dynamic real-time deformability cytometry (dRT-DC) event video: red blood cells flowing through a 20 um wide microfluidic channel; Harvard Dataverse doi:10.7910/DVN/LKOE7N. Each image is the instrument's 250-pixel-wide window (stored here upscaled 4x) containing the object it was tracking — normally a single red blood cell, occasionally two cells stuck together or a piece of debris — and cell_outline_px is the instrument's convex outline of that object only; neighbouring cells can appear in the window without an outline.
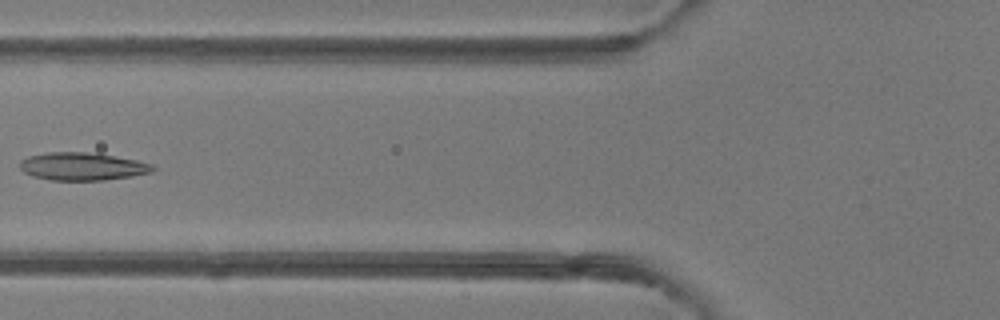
{"species": "common noctule bat (a hibernating species)", "species_latin": "Nyctalus noctula", "temperature_condition": "room temperature", "stored_images_in_passage": 5, "camera_frame_rate_fps": 3000, "um_per_image_px": 0.085, "animal": {"sex": "female"}, "frame": {"image": 1, "passage_image": 5, "time_ms": 4.667, "image_size_px": [1000, 320], "cell_outline_px": [[156, 168], [152, 172], [132, 176], [104, 180], [52, 180], [32, 176], [24, 172], [20, 168], [20, 160], [28, 156], [48, 152], [84, 152], [112, 156], [136, 160], [152, 164]], "centroid_in_image_um": [6.98, 14.15], "position_along_channel_um": 118.8, "area_um2": 21.39}}